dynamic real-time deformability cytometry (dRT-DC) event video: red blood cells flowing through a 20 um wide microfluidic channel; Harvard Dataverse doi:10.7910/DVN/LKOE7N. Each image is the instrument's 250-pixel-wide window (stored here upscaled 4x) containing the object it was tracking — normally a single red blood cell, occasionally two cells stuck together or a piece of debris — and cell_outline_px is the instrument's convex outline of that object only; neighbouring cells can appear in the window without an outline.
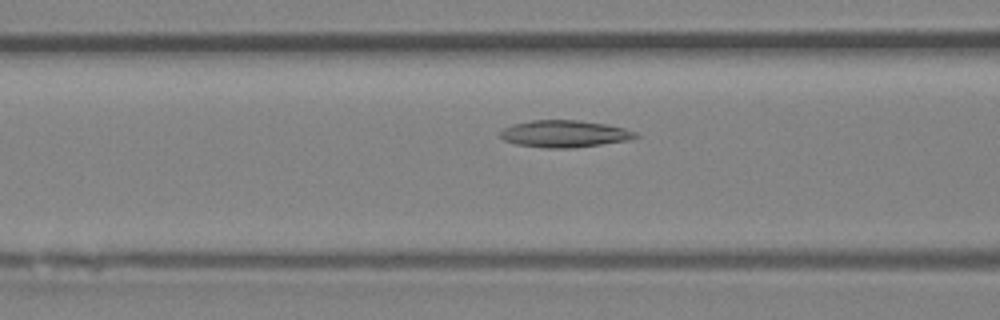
{"species": "Egyptian fruit bat (a non-hibernating species)", "species_latin": "Rousettus aegyptiacus", "temperature_condition": "room temperature", "stored_images_in_passage": 32, "camera_frame_rate_fps": 3000, "um_per_image_px": 0.085, "animal": {"sex": "female"}, "frame": {"image": 1, "passage_image": 7, "time_ms": 2.0, "image_size_px": [1000, 320], "cell_outline_px": [[640, 136], [628, 140], [572, 148], [544, 148], [516, 144], [504, 140], [500, 136], [500, 132], [504, 128], [512, 124], [532, 120], [576, 120], [608, 124], [624, 128], [636, 132]], "centroid_in_image_um": [47.97, 11.37], "position_along_channel_um": 118.6, "area_um2": 21.27}}
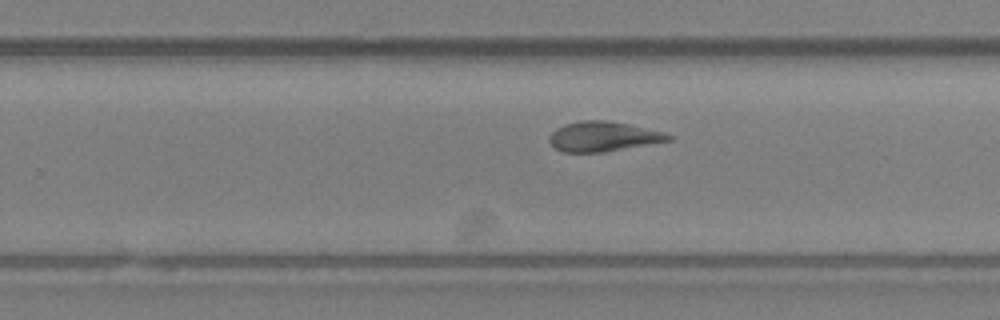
{"frame": {"image": 2, "passage_image": 18, "time_ms": 5.667, "image_size_px": [1000, 320], "cell_outline_px": [[672, 140], [604, 152], [564, 152], [556, 148], [548, 140], [548, 136], [556, 128], [564, 124], [584, 120], [604, 120], [628, 124], [664, 132], [672, 136]], "centroid_in_image_um": [51.25, 11.6], "position_along_channel_um": 278.5, "area_um2": 20.58}}
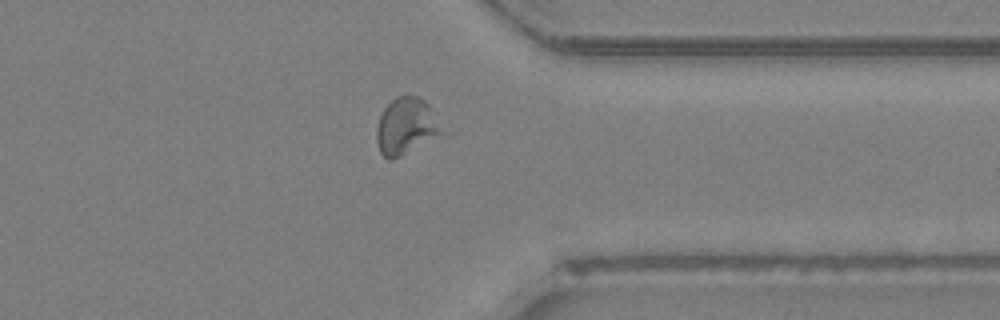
{"frame": {"image": 3, "passage_image": 25, "time_ms": 8.0, "image_size_px": [1000, 320], "cell_outline_px": [[440, 132], [392, 160], [388, 160], [380, 152], [376, 140], [376, 128], [380, 116], [384, 108], [396, 96], [420, 96], [428, 104]], "centroid_in_image_um": [34.38, 10.7], "position_along_channel_um": 377.0, "area_um2": 20.23}, "authors_computed_cell_mechanics": {"area_um2": 20.5768, "velocity_mm_per_s": 4.389, "shape_relaxation_time_tau1_ms": null, "shape_relaxation_time_tau2_ms": 3.9365, "deformation_change_tau1": null, "deformation_change_tau2": 0.124}}